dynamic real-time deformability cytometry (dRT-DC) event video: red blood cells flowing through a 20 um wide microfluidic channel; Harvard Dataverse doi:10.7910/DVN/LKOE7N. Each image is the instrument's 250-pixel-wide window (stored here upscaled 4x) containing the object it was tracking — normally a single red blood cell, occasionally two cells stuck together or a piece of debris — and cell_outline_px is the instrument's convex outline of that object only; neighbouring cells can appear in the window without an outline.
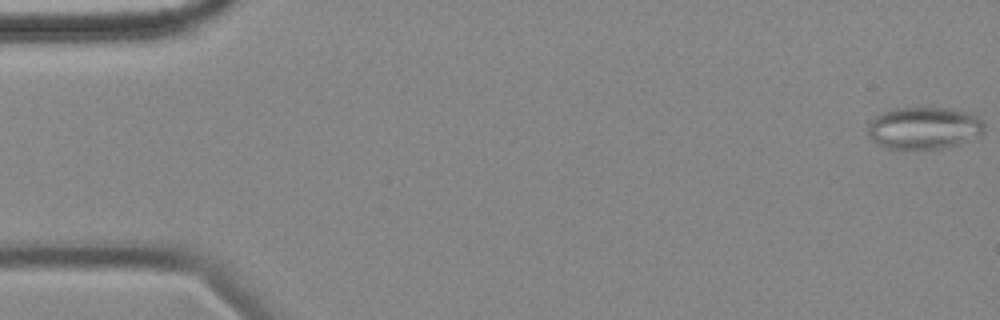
{"species": "common noctule bat (a hibernating species)", "species_latin": "Nyctalus noctula", "temperature_condition": "cold", "stored_images_in_passage": 57, "camera_frame_rate_fps": 3000, "um_per_image_px": 0.085, "animal": {"sex": "female", "body_mass_g": 18.4}, "frame": {"image": 1, "passage_image": 1, "time_ms": 0.0, "image_size_px": [1000, 320], "cell_outline_px": [[984, 132], [980, 136], [960, 144], [944, 148], [884, 148], [876, 144], [868, 136], [868, 124], [880, 112], [892, 108], [952, 108], [968, 112], [984, 120]], "centroid_in_image_um": [78.55, 10.87], "position_along_channel_um": 6.4, "area_um2": 28.96}}
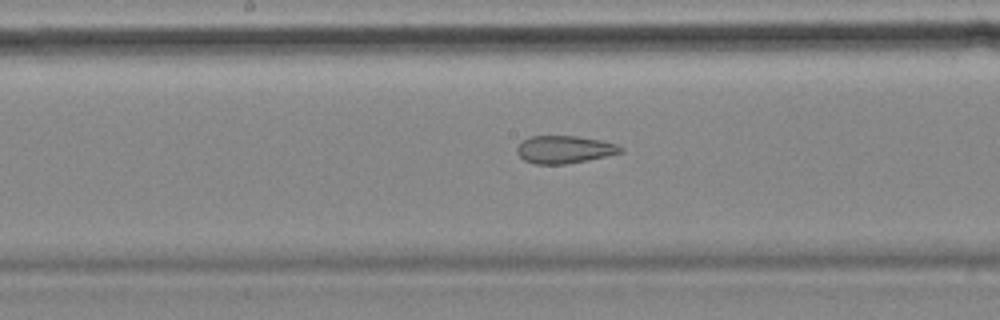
{"frame": {"image": 2, "passage_image": 29, "time_ms": 9.333, "image_size_px": [1000, 320], "cell_outline_px": [[624, 152], [588, 160], [564, 164], [532, 164], [524, 160], [516, 152], [516, 148], [524, 140], [532, 136], [576, 136], [600, 140], [616, 144], [624, 148]], "centroid_in_image_um": [47.98, 12.71], "position_along_channel_um": 200.2, "area_um2": 16.65}}
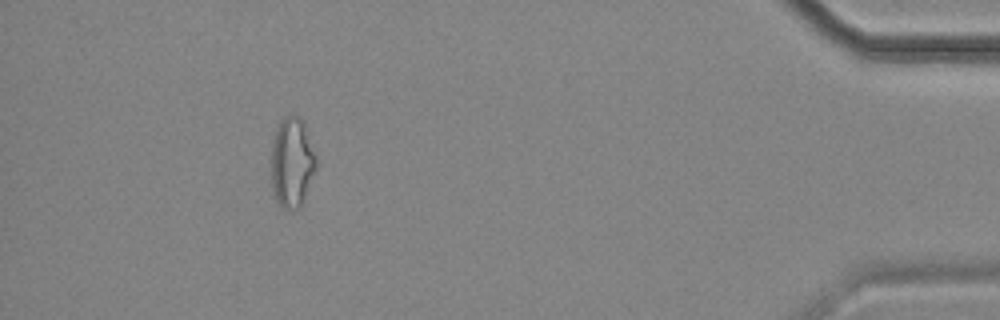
{"frame": {"image": 3, "passage_image": 52, "time_ms": 17.0, "image_size_px": [1000, 320], "cell_outline_px": [[316, 172], [300, 208], [284, 208], [276, 200], [272, 188], [268, 160], [272, 140], [276, 128], [280, 120], [284, 116], [300, 116], [304, 120], [316, 156]], "centroid_in_image_um": [24.79, 13.77], "position_along_channel_um": 410.4, "area_um2": 24.45}, "authors_computed_cell_mechanics": {"area_um2": 22.4264, "velocity_mm_per_s": 3.5194, "shape_relaxation_time_tau1_ms": null, "shape_relaxation_time_tau2_ms": 2.9043, "deformation_change_tau1": null, "deformation_change_tau2": 0.1242}}